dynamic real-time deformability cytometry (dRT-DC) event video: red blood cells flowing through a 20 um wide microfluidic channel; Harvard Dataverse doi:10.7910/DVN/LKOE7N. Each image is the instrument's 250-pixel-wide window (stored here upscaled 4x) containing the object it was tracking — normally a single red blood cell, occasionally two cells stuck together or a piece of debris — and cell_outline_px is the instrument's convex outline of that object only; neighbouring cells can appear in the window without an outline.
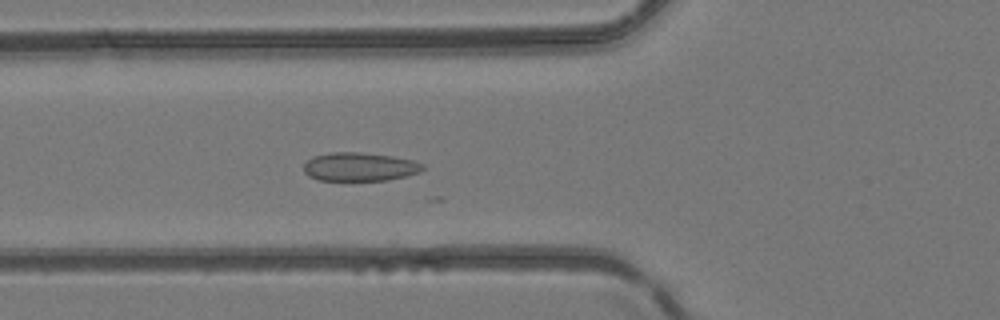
{"species": "common noctule bat (a hibernating species)", "species_latin": "Nyctalus noctula", "temperature_condition": "room temperature", "stored_images_in_passage": 27, "camera_frame_rate_fps": 3000, "um_per_image_px": 0.085, "animal": {"sex": "female", "body_mass_g": 24.6, "forearm_length_mm": 56.2}, "frame": {"image": 1, "passage_image": 19, "time_ms": 6.0, "image_size_px": [1000, 320], "cell_outline_px": [[424, 168], [420, 172], [408, 176], [388, 180], [320, 180], [308, 176], [304, 172], [304, 164], [312, 156], [328, 152], [360, 152], [392, 156], [412, 160], [424, 164]], "centroid_in_image_um": [30.57, 14.17], "position_along_channel_um": 95.2, "area_um2": 19.94}}
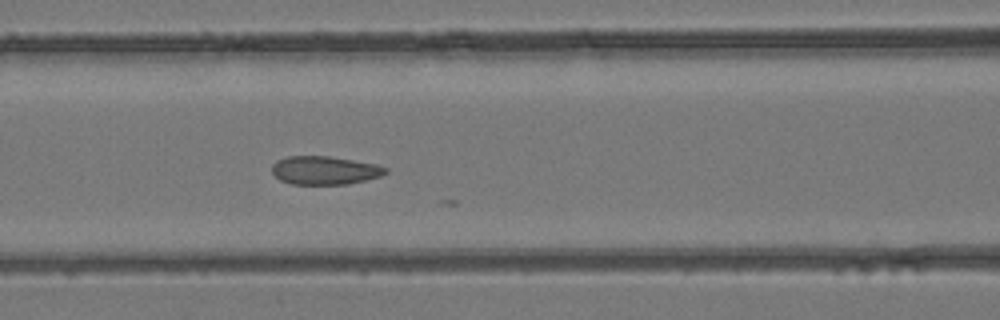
{"frame": {"image": 2, "passage_image": 22, "time_ms": 7.0, "image_size_px": [1000, 320], "cell_outline_px": [[388, 172], [380, 176], [348, 184], [292, 184], [280, 180], [272, 172], [272, 164], [276, 160], [288, 156], [328, 156], [376, 164], [388, 168]], "centroid_in_image_um": [27.58, 14.47], "position_along_channel_um": 139.0, "area_um2": 18.73}}
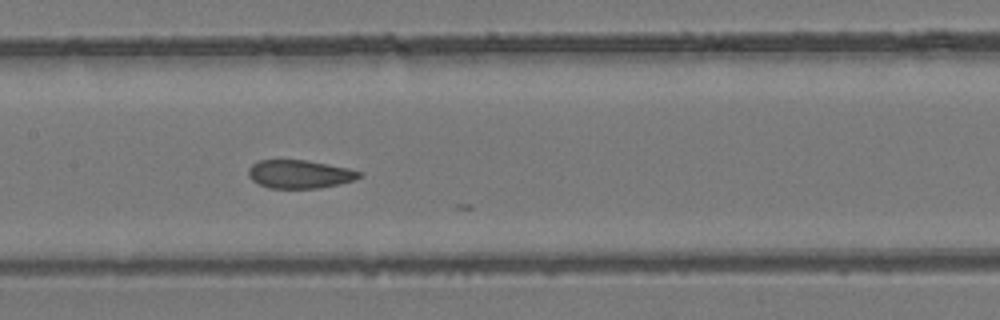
{"frame": {"image": 3, "passage_image": 25, "time_ms": 8.0, "image_size_px": [1000, 320], "cell_outline_px": [[364, 172], [356, 180], [340, 184], [320, 188], [268, 188], [252, 180], [248, 176], [248, 168], [252, 164], [260, 160], [304, 160], [328, 164], [348, 168]], "centroid_in_image_um": [25.49, 14.8], "position_along_channel_um": 181.9, "area_um2": 18.38}}